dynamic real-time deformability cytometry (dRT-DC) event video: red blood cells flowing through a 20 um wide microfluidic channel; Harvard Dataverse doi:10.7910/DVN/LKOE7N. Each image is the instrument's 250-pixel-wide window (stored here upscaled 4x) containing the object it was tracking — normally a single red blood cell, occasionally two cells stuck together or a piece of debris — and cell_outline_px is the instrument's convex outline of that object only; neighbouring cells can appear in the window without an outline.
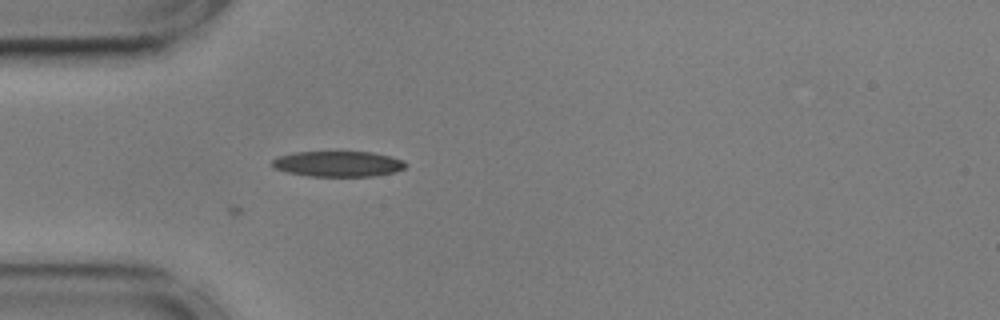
{"species": "common noctule bat (a hibernating species)", "species_latin": "Nyctalus noctula", "temperature_condition": "cold", "stored_images_in_passage": 5, "camera_frame_rate_fps": 3000, "um_per_image_px": 0.085, "animal": {"sex": "male", "body_mass_g": 17.9, "forearm_length_mm": 54.2}, "frame": {"image": 1, "passage_image": 5, "time_ms": 1.333, "image_size_px": [1000, 320], "cell_outline_px": [[408, 164], [404, 168], [396, 172], [372, 176], [308, 176], [288, 172], [276, 168], [272, 164], [272, 160], [276, 156], [296, 152], [372, 152], [404, 160]], "centroid_in_image_um": [28.75, 13.93], "position_along_channel_um": 56.2, "area_um2": 19.83}}